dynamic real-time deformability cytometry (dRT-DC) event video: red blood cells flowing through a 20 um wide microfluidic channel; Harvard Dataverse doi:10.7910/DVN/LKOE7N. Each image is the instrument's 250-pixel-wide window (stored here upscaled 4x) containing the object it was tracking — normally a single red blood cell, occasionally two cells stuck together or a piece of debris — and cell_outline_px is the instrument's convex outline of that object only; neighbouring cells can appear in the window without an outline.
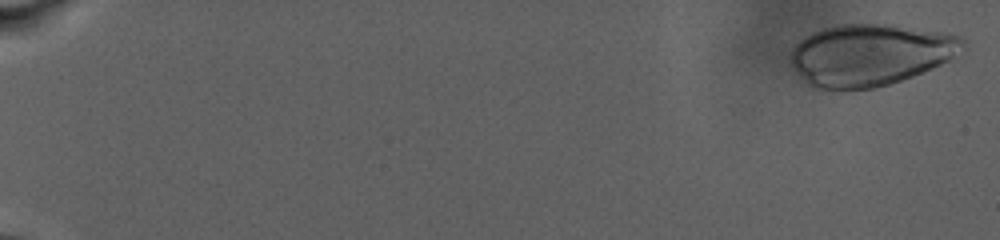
{"species": "human", "species_latin": "Homo sapiens", "temperature_condition": "warm", "stored_images_in_passage": 31, "camera_frame_rate_fps": 3000, "um_per_image_px": 0.085, "donor": {"sex": "male"}, "frame": {"image": 1, "passage_image": 2, "time_ms": 0.333, "image_size_px": [1000, 240], "cell_outline_px": [[968, 48], [956, 60], [912, 76], [876, 88], [848, 92], [840, 92], [812, 88], [792, 68], [788, 60], [792, 48], [800, 40], [812, 32], [824, 28], [840, 24], [896, 24], [964, 36], [968, 44]], "centroid_in_image_um": [74.03, 4.68], "position_along_channel_um": 11.0, "area_um2": 64.04}}